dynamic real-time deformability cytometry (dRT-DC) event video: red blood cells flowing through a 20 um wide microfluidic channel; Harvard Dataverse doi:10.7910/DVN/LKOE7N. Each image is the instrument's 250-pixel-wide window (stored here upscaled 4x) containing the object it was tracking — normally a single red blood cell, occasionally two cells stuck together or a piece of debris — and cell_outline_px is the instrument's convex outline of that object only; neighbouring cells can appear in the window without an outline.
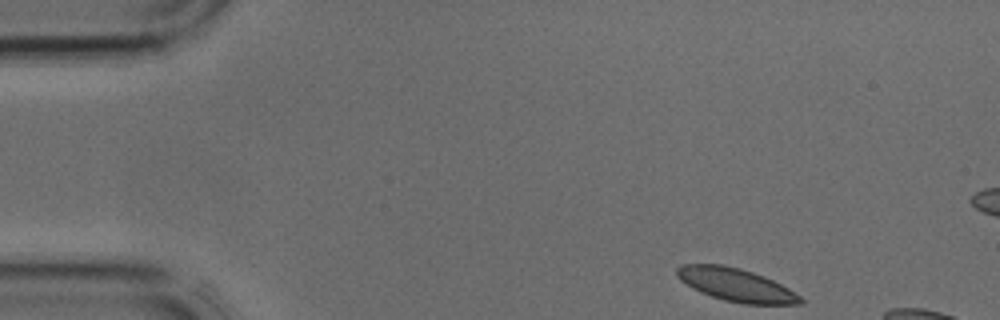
{"species": "common noctule bat (a hibernating species)", "species_latin": "Nyctalus noctula", "temperature_condition": "cold", "stored_images_in_passage": 8, "camera_frame_rate_fps": 3000, "um_per_image_px": 0.085, "animal": {"sex": "male", "body_mass_g": 17.9, "forearm_length_mm": 54.2}, "frame": {"image": 1, "passage_image": 1, "time_ms": 0.0, "image_size_px": [1000, 320], "cell_outline_px": [[804, 304], [744, 304], [724, 300], [700, 292], [692, 288], [680, 280], [676, 276], [676, 268], [684, 264], [724, 264], [740, 268], [764, 276], [788, 288], [800, 296], [804, 300]], "centroid_in_image_um": [62.54, 24.21], "position_along_channel_um": 22.5, "area_um2": 23.76}}